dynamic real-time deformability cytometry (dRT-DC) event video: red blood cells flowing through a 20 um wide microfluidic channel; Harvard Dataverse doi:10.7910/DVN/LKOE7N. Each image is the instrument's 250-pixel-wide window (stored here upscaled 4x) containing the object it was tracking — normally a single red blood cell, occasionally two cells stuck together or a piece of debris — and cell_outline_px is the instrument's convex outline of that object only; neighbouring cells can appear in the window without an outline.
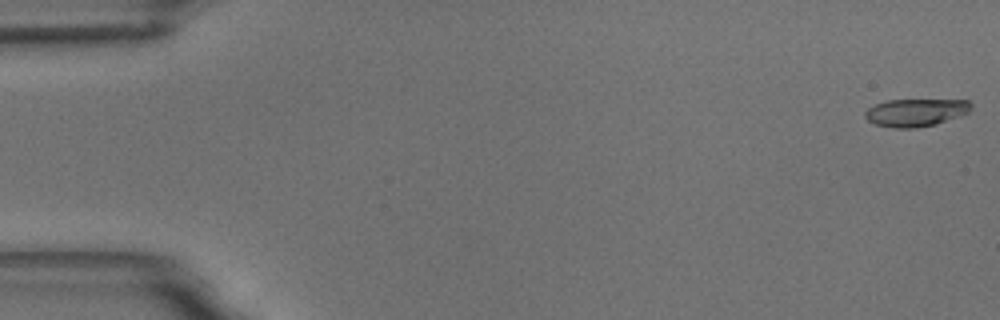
{"species": "common noctule bat (a hibernating species)", "species_latin": "Nyctalus noctula", "temperature_condition": "room temperature", "stored_images_in_passage": 9, "camera_frame_rate_fps": 3000, "um_per_image_px": 0.085, "animal": {"sex": "male", "body_mass_g": 18.8}, "frame": {"image": 1, "passage_image": 1, "time_ms": 0.0, "image_size_px": [1000, 320], "cell_outline_px": [[972, 108], [968, 112], [960, 116], [936, 124], [916, 128], [892, 128], [876, 124], [868, 120], [864, 116], [864, 112], [868, 108], [876, 104], [888, 100], [968, 100], [972, 104]], "centroid_in_image_um": [77.84, 9.56], "position_along_channel_um": 7.2, "area_um2": 17.11}}